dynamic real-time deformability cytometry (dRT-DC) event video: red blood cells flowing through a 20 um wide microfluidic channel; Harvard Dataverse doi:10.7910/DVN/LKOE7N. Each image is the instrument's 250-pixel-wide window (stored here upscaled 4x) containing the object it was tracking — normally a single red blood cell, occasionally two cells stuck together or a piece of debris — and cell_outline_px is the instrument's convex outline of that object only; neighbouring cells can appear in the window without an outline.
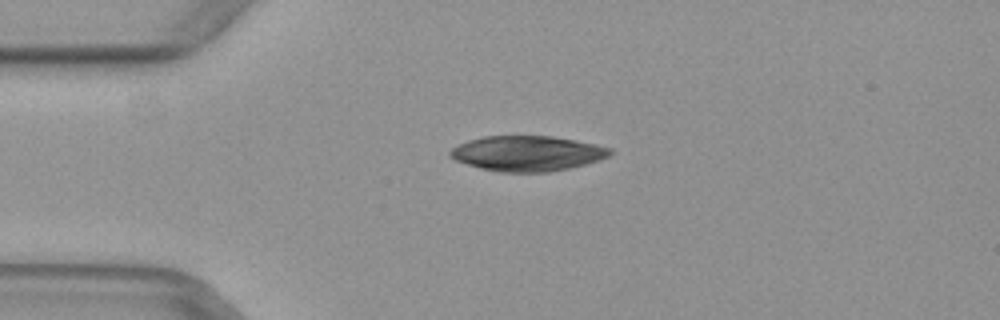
{"species": "common noctule bat (a hibernating species)", "species_latin": "Nyctalus noctula", "temperature_condition": "warm", "stored_images_in_passage": 44, "camera_frame_rate_fps": 3000, "um_per_image_px": 0.085, "animal": {"sex": "female", "body_mass_g": 29.2, "forearm_length_mm": 56.3}, "frame": {"image": 1, "passage_image": 6, "time_ms": 1.667, "image_size_px": [1000, 320], "cell_outline_px": [[612, 152], [608, 156], [584, 164], [568, 168], [548, 172], [500, 172], [480, 168], [456, 160], [448, 156], [448, 152], [452, 148], [468, 140], [484, 136], [552, 136], [576, 140], [596, 144], [612, 148]], "centroid_in_image_um": [44.8, 13.03], "position_along_channel_um": 40.2, "area_um2": 32.66}}
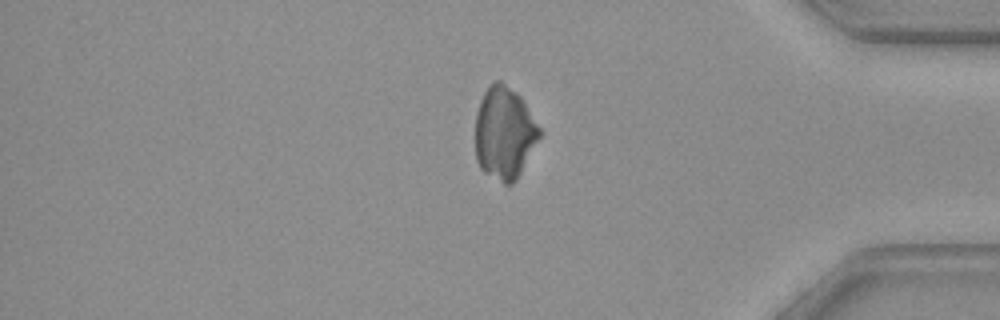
{"frame": {"image": 2, "passage_image": 36, "time_ms": 11.667, "image_size_px": [1000, 320], "cell_outline_px": [[540, 136], [516, 180], [512, 184], [504, 184], [484, 172], [480, 168], [476, 160], [476, 112], [480, 100], [484, 92], [496, 80], [500, 80], [516, 92], [524, 100], [540, 128]], "centroid_in_image_um": [42.86, 11.3], "position_along_channel_um": 392.3, "area_um2": 34.39}}
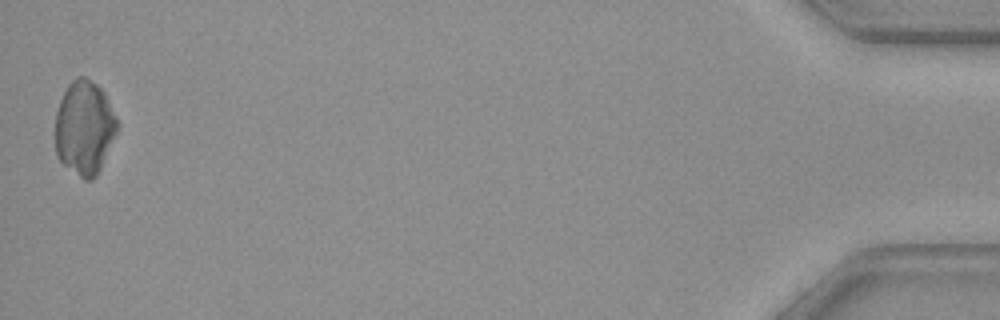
{"frame": {"image": 3, "passage_image": 44, "time_ms": 14.333, "image_size_px": [1000, 320], "cell_outline_px": [[120, 124], [100, 168], [96, 176], [92, 180], [84, 180], [64, 164], [56, 156], [56, 112], [60, 100], [68, 84], [76, 76], [84, 76], [96, 84], [104, 92]], "centroid_in_image_um": [7.18, 10.84], "position_along_channel_um": 428.0, "area_um2": 33.81}}